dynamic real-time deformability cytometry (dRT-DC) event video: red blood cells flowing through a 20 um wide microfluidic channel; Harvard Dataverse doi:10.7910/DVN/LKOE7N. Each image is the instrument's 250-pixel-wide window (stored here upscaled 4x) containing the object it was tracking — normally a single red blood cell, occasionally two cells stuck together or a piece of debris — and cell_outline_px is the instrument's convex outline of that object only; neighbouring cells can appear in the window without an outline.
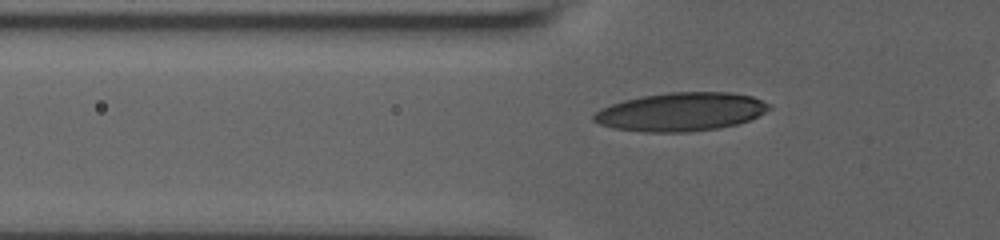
{"species": "human", "species_latin": "Homo sapiens", "temperature_condition": "room temperature", "stored_images_in_passage": 42, "camera_frame_rate_fps": 3000, "um_per_image_px": 0.085, "donor": {"sex": "male"}, "frame": {"image": 1, "passage_image": 9, "time_ms": 2.667, "image_size_px": [1000, 240], "cell_outline_px": [[772, 108], [748, 120], [736, 124], [720, 128], [688, 132], [644, 132], [612, 128], [600, 124], [592, 120], [592, 116], [600, 108], [624, 100], [640, 96], [668, 92], [732, 92], [752, 96], [772, 104]], "centroid_in_image_um": [57.88, 9.5], "position_along_channel_um": 67.9, "area_um2": 39.54}}
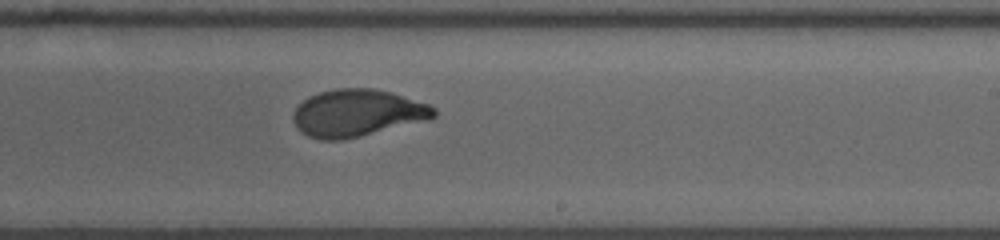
{"frame": {"image": 2, "passage_image": 25, "time_ms": 8.0, "image_size_px": [1000, 240], "cell_outline_px": [[436, 116], [360, 136], [340, 140], [320, 140], [308, 136], [300, 132], [296, 128], [292, 120], [292, 116], [296, 108], [308, 96], [320, 92], [336, 88], [372, 88], [392, 92], [428, 104], [436, 108]], "centroid_in_image_um": [30.29, 9.59], "position_along_channel_um": 258.7, "area_um2": 38.26}}
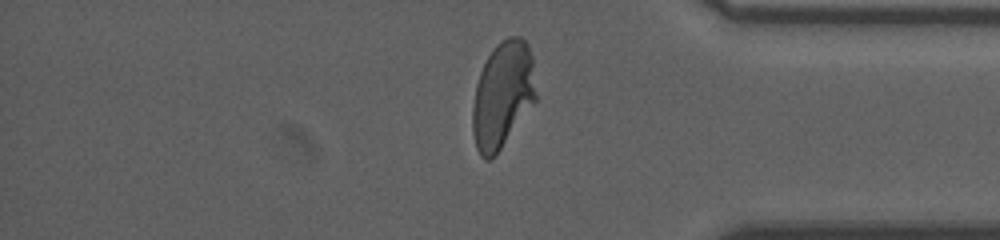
{"frame": {"image": 3, "passage_image": 37, "time_ms": 12.0, "image_size_px": [1000, 240], "cell_outline_px": [[536, 100], [496, 156], [492, 160], [484, 160], [480, 156], [476, 148], [472, 132], [472, 108], [476, 84], [480, 72], [488, 56], [496, 44], [500, 40], [508, 36], [520, 36], [528, 44], [532, 56], [536, 96]], "centroid_in_image_um": [42.71, 8.09], "position_along_channel_um": 392.5, "area_um2": 39.71}}